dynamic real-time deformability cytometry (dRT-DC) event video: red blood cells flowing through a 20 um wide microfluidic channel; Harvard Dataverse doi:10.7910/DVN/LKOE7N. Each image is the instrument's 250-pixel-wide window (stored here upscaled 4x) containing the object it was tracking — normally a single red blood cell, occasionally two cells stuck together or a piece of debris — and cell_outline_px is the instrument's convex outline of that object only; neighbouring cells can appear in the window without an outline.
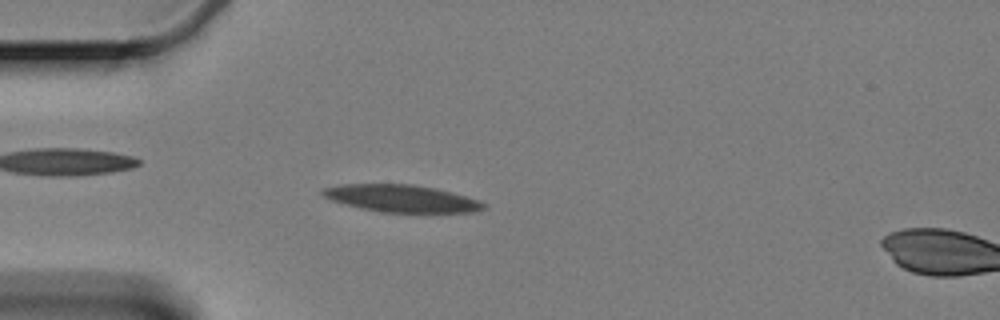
{"species": "Egyptian fruit bat (a non-hibernating species)", "species_latin": "Rousettus aegyptiacus", "temperature_condition": "cold", "stored_images_in_passage": 17, "camera_frame_rate_fps": 3000, "um_per_image_px": 0.085, "animal": {"sex": "female"}, "frame": {"image": 1, "passage_image": 15, "time_ms": 4.667, "image_size_px": [1000, 320], "cell_outline_px": [[488, 204], [484, 208], [472, 212], [380, 212], [360, 208], [332, 200], [324, 196], [320, 192], [324, 188], [340, 184], [408, 184], [436, 188], [452, 192]], "centroid_in_image_um": [34.1, 16.86], "position_along_channel_um": 50.9, "area_um2": 25.26}}